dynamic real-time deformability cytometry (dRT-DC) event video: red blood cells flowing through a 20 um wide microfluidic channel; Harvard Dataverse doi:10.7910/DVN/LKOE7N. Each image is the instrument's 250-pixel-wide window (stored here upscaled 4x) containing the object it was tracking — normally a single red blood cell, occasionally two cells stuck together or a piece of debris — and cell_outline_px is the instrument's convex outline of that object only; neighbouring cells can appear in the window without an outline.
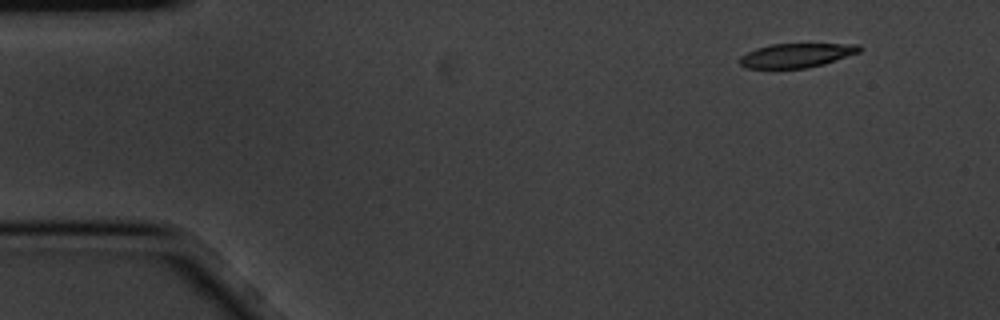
{"species": "common noctule bat (a hibernating species)", "species_latin": "Nyctalus noctula", "temperature_condition": "cold", "stored_images_in_passage": 6, "segment_of_instrument_passage": [2, 2], "camera_frame_rate_fps": 3000, "um_per_image_px": 0.085, "animal": {"sex": "male", "body_mass_g": 20.1, "forearm_length_mm": 53.5}, "frame": {"image": 1, "passage_image": 6, "time_ms": 1.667, "image_size_px": [1000, 320], "cell_outline_px": [[864, 48], [860, 52], [824, 64], [808, 68], [744, 68], [740, 64], [740, 56], [756, 48], [772, 44], [860, 44]], "centroid_in_image_um": [67.73, 4.7], "position_along_channel_um": 17.3, "area_um2": 16.88}}